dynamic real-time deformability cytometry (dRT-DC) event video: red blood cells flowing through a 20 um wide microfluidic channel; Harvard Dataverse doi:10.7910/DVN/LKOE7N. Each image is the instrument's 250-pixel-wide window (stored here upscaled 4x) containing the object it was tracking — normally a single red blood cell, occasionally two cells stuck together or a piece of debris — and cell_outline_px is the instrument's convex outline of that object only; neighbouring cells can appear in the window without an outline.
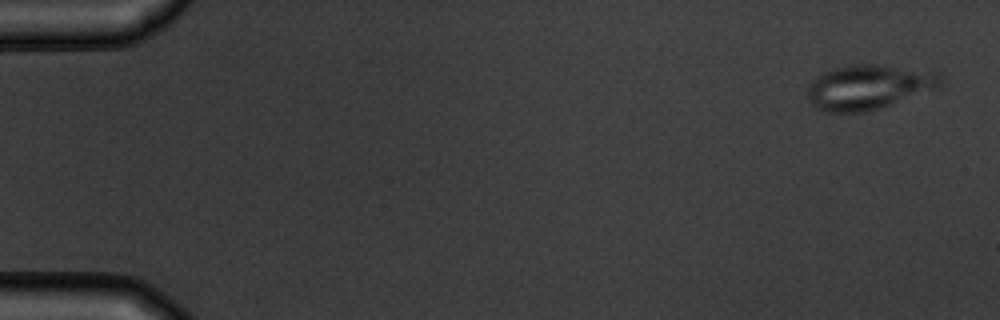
{"species": "common noctule bat (a hibernating species)", "species_latin": "Nyctalus noctula", "temperature_condition": "warm", "stored_images_in_passage": 5, "camera_frame_rate_fps": 3000, "um_per_image_px": 0.085, "animal": {"sex": "male", "body_mass_g": 19.5, "forearm_length_mm": 54.6}, "frame": {"image": 1, "passage_image": 1, "time_ms": 0.0, "image_size_px": [1000, 320], "cell_outline_px": [[944, 80], [940, 88], [864, 112], [824, 112], [816, 108], [808, 100], [808, 84], [816, 76], [832, 68], [848, 64], [880, 64], [940, 72]], "centroid_in_image_um": [73.85, 7.37], "position_along_channel_um": 11.2, "area_um2": 35.03}}